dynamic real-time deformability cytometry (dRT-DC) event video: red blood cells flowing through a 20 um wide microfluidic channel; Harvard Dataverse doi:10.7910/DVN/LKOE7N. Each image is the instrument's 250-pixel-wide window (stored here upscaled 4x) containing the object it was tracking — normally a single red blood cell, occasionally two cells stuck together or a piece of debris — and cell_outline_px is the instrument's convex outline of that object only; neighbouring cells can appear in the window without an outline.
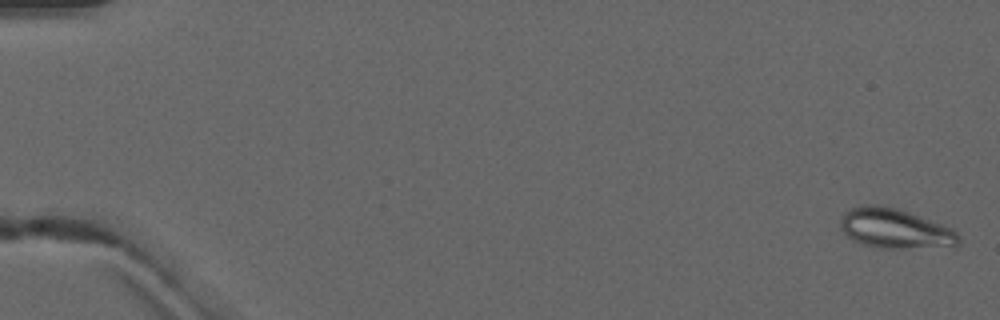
{"species": "common noctule bat (a hibernating species)", "species_latin": "Nyctalus noctula", "temperature_condition": "warm", "stored_images_in_passage": 5, "segment_of_instrument_passage": [2, 2], "camera_frame_rate_fps": 3000, "um_per_image_px": 0.085, "animal": {"sex": "male", "forearm_length_mm": 52.5}, "frame": {"image": 1, "passage_image": 5, "time_ms": 6.333, "image_size_px": [1000, 320], "cell_outline_px": [[960, 244], [956, 248], [880, 248], [860, 244], [852, 240], [840, 228], [840, 216], [848, 208], [860, 204], [880, 204], [900, 208], [940, 224], [956, 232], [960, 236]], "centroid_in_image_um": [76.06, 19.43], "position_along_channel_um": 8.9, "area_um2": 28.21}}